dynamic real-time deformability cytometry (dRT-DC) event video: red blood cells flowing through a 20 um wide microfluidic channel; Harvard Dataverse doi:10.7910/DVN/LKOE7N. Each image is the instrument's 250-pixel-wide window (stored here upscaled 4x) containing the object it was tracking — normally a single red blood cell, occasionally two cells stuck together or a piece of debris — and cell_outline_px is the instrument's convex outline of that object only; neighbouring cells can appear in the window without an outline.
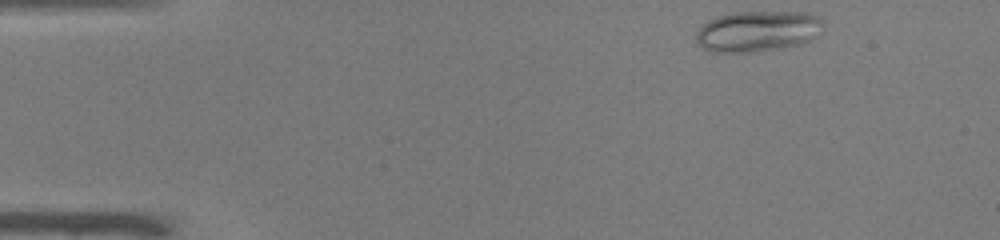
{"species": "common noctule bat (a hibernating species)", "species_latin": "Nyctalus noctula", "temperature_condition": "warm", "stored_images_in_passage": 45, "camera_frame_rate_fps": 3000, "um_per_image_px": 0.085, "animal": {"sex": "male", "body_mass_g": 19.0, "forearm_length_mm": 50.8}, "frame": {"image": 1, "passage_image": 1, "time_ms": 0.0, "image_size_px": [1000, 240], "cell_outline_px": [[824, 24], [816, 36], [800, 44], [780, 48], [752, 52], [712, 52], [696, 44], [696, 32], [708, 20], [716, 16], [732, 12], [804, 12], [816, 16]], "centroid_in_image_um": [64.35, 2.65], "position_along_channel_um": 20.6, "area_um2": 30.17}}
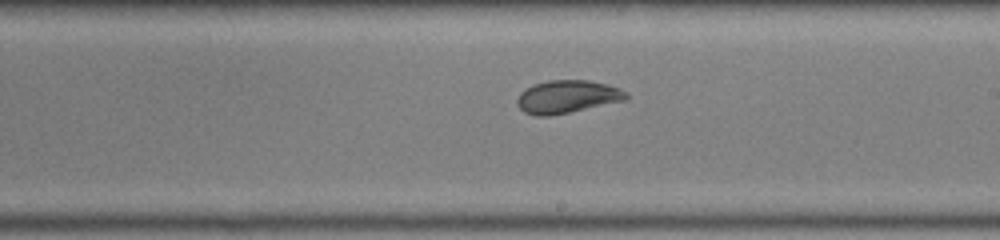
{"frame": {"image": 2, "passage_image": 24, "time_ms": 7.667, "image_size_px": [1000, 240], "cell_outline_px": [[628, 96], [624, 100], [568, 112], [548, 116], [536, 116], [524, 112], [516, 104], [516, 100], [520, 92], [532, 84], [548, 80], [592, 80], [608, 84], [620, 88], [628, 92]], "centroid_in_image_um": [48.19, 8.2], "position_along_channel_um": 240.8, "area_um2": 20.92}}
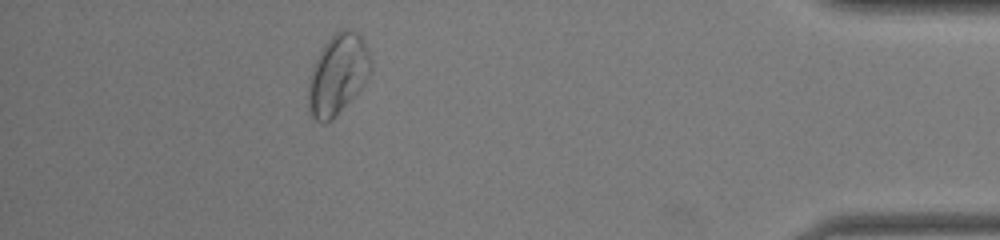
{"frame": {"image": 3, "passage_image": 40, "time_ms": 13.0, "image_size_px": [1000, 240], "cell_outline_px": [[372, 68], [368, 76], [360, 88], [332, 120], [324, 124], [312, 120], [308, 112], [308, 84], [312, 68], [324, 44], [336, 32], [344, 28], [356, 32], [360, 36], [372, 60]], "centroid_in_image_um": [28.68, 6.37], "position_along_channel_um": 406.5, "area_um2": 29.02}, "authors_computed_cell_mechanics": {"area_um2": 24.5072, "velocity_mm_per_s": 3.9733, "shape_relaxation_time_tau1_ms": null, "shape_relaxation_time_tau2_ms": 1.1914, "deformation_change_tau1": null, "deformation_change_tau2": 0.0691}}